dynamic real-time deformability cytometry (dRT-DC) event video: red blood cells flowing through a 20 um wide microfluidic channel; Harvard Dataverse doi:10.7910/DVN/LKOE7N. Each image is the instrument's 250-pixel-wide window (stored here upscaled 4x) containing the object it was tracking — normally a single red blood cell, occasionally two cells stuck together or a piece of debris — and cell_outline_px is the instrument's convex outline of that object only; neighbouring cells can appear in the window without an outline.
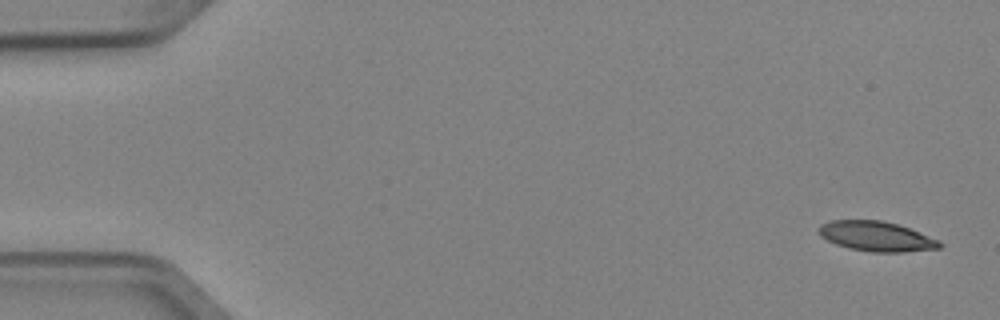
{"species": "Egyptian fruit bat (a non-hibernating species)", "species_latin": "Rousettus aegyptiacus", "temperature_condition": "cold", "stored_images_in_passage": 4, "camera_frame_rate_fps": 3000, "um_per_image_px": 0.085, "animal": {"sex": "female"}, "frame": {"image": 1, "passage_image": 1, "time_ms": 0.0, "image_size_px": [1000, 320], "cell_outline_px": [[944, 244], [940, 248], [904, 252], [872, 252], [848, 248], [836, 244], [820, 236], [820, 224], [832, 220], [880, 220], [896, 224], [908, 228], [940, 240]], "centroid_in_image_um": [74.51, 20.09], "position_along_channel_um": 10.5, "area_um2": 20.92}}